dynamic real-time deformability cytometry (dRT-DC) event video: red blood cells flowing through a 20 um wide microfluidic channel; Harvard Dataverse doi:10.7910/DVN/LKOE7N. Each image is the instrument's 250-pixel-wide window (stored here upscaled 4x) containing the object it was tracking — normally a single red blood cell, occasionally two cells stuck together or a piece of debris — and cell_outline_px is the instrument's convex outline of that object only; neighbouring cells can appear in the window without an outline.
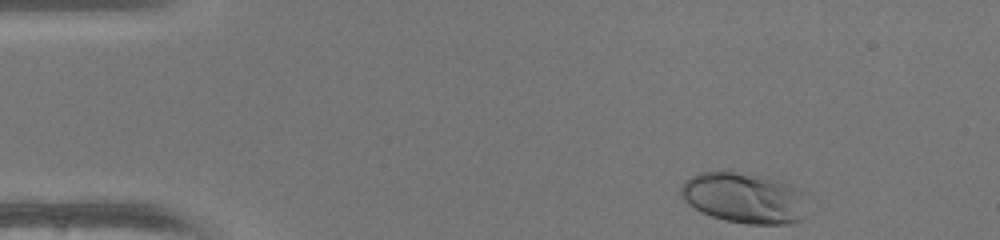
{"species": "human", "species_latin": "Homo sapiens", "temperature_condition": "warm", "stored_images_in_passage": 45, "camera_frame_rate_fps": 3000, "um_per_image_px": 0.085, "donor": {"sex": "female"}, "frame": {"image": 1, "passage_image": 1, "time_ms": 0.0, "image_size_px": [1000, 240], "cell_outline_px": [[804, 216], [800, 220], [788, 224], [748, 224], [724, 220], [700, 212], [688, 204], [680, 196], [680, 188], [684, 180], [700, 172], [716, 168], [728, 168], [768, 176], [792, 184], [800, 188]], "centroid_in_image_um": [63.18, 16.75], "position_along_channel_um": 21.8, "area_um2": 38.44}}
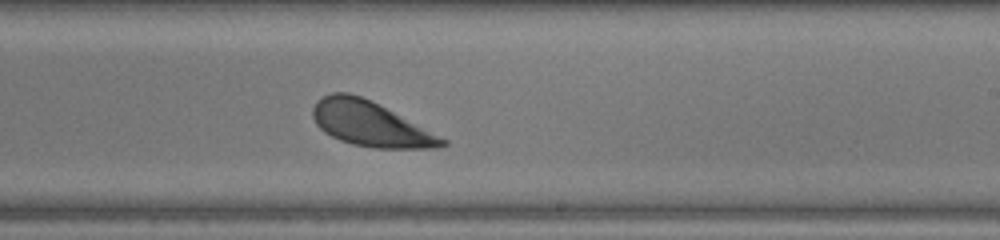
{"frame": {"image": 2, "passage_image": 25, "time_ms": 8.0, "image_size_px": [1000, 240], "cell_outline_px": [[448, 144], [436, 148], [372, 148], [352, 144], [340, 140], [324, 132], [316, 124], [312, 116], [312, 108], [316, 100], [332, 92], [348, 92], [360, 96], [448, 140]], "centroid_in_image_um": [31.42, 10.54], "position_along_channel_um": 257.6, "area_um2": 33.18}}
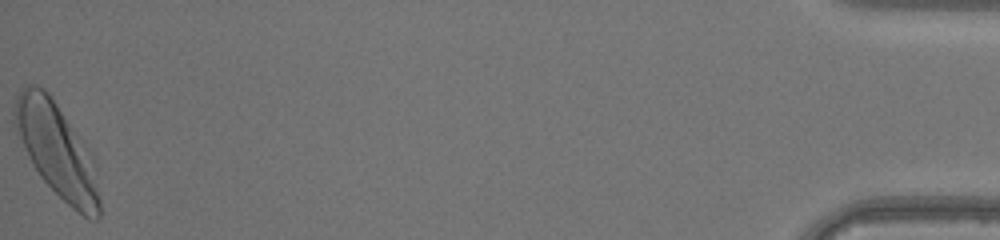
{"frame": {"image": 3, "passage_image": 45, "time_ms": 14.667, "image_size_px": [1000, 240], "cell_outline_px": [[100, 216], [96, 220], [88, 220], [72, 208], [40, 176], [32, 164], [12, 124], [12, 112], [20, 88], [24, 84], [32, 84], [44, 88], [48, 92], [84, 144], [92, 156], [100, 200]], "centroid_in_image_um": [4.79, 12.76], "position_along_channel_um": 430.4, "area_um2": 45.95}, "authors_computed_cell_mechanics": {"area_um2": 33.8708, "velocity_mm_per_s": 4.104, "shape_relaxation_time_tau1_ms": 0.8767, "shape_relaxation_time_tau2_ms": null, "deformation_change_tau1": 0.1052, "deformation_change_tau2": null}}